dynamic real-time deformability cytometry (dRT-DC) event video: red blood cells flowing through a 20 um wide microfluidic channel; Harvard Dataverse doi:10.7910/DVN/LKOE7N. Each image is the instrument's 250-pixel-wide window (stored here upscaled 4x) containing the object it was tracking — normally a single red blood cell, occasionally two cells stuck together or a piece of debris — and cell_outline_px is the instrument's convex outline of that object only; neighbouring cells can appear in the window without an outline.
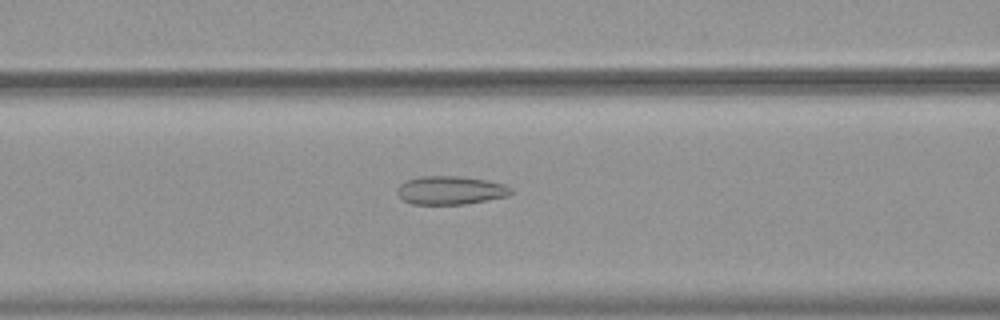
{"species": "common noctule bat (a hibernating species)", "species_latin": "Nyctalus noctula", "temperature_condition": "warm", "stored_images_in_passage": 54, "camera_frame_rate_fps": 3000, "um_per_image_px": 0.085, "animal": {"sex": "female", "body_mass_g": 19.9}, "frame": {"image": 1, "passage_image": 23, "time_ms": 7.333, "image_size_px": [1000, 320], "cell_outline_px": [[512, 192], [508, 196], [488, 200], [464, 204], [412, 204], [404, 200], [396, 192], [396, 188], [400, 184], [408, 180], [420, 176], [460, 176], [488, 180], [504, 184], [512, 188]], "centroid_in_image_um": [38.3, 16.17], "position_along_channel_um": 128.3, "area_um2": 18.9}}
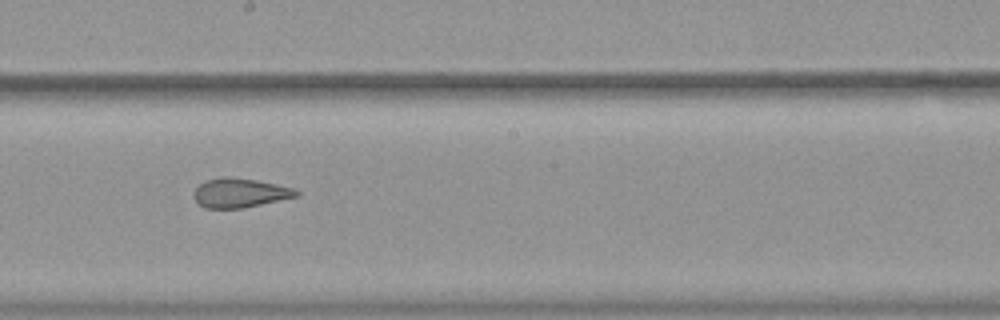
{"frame": {"image": 2, "passage_image": 31, "time_ms": 10.0, "image_size_px": [1000, 320], "cell_outline_px": [[300, 196], [244, 208], [204, 208], [192, 196], [196, 188], [204, 180], [220, 176], [228, 176], [256, 180], [296, 188], [300, 192]], "centroid_in_image_um": [20.41, 16.38], "position_along_channel_um": 227.8, "area_um2": 17.74}}
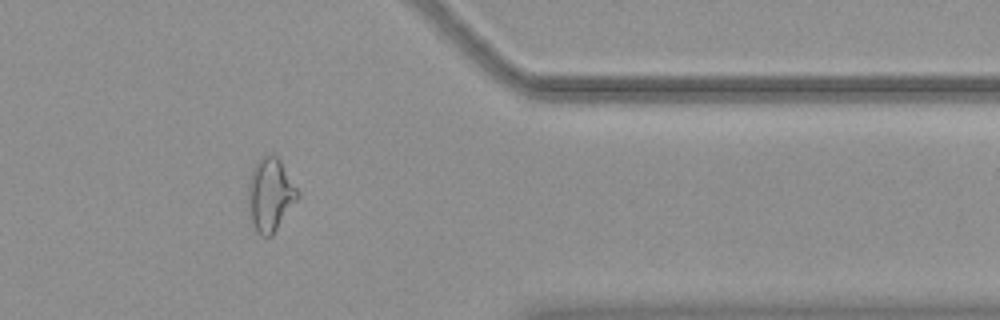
{"frame": {"image": 3, "passage_image": 45, "time_ms": 14.667, "image_size_px": [1000, 320], "cell_outline_px": [[300, 196], [272, 236], [260, 236], [256, 232], [252, 224], [248, 212], [248, 184], [252, 168], [256, 160], [260, 156], [268, 152], [276, 156], [280, 160], [300, 192]], "centroid_in_image_um": [22.96, 16.53], "position_along_channel_um": 388.4, "area_um2": 21.62}, "authors_computed_cell_mechanics": {"area_um2": 22.4264, "velocity_mm_per_s": 3.7458, "shape_relaxation_time_tau1_ms": null, "shape_relaxation_time_tau2_ms": 1.5187, "deformation_change_tau1": null, "deformation_change_tau2": 0.1033}}